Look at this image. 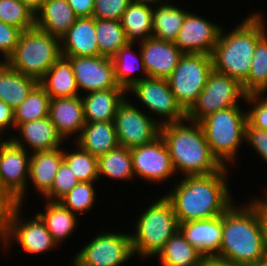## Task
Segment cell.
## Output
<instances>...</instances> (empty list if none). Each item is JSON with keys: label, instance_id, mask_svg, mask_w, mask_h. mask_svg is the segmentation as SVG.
<instances>
[{"label": "cell", "instance_id": "obj_1", "mask_svg": "<svg viewBox=\"0 0 267 266\" xmlns=\"http://www.w3.org/2000/svg\"><path fill=\"white\" fill-rule=\"evenodd\" d=\"M235 203L222 214V242L215 259L249 266L267 258L263 198L255 197L241 206Z\"/></svg>", "mask_w": 267, "mask_h": 266}, {"label": "cell", "instance_id": "obj_2", "mask_svg": "<svg viewBox=\"0 0 267 266\" xmlns=\"http://www.w3.org/2000/svg\"><path fill=\"white\" fill-rule=\"evenodd\" d=\"M228 171L223 167L214 174L180 177L165 194L178 223L220 216L235 202L228 187Z\"/></svg>", "mask_w": 267, "mask_h": 266}, {"label": "cell", "instance_id": "obj_3", "mask_svg": "<svg viewBox=\"0 0 267 266\" xmlns=\"http://www.w3.org/2000/svg\"><path fill=\"white\" fill-rule=\"evenodd\" d=\"M160 136L167 145L176 174L179 171L183 176L209 175L223 168L213 156L199 122L185 118L164 124Z\"/></svg>", "mask_w": 267, "mask_h": 266}, {"label": "cell", "instance_id": "obj_4", "mask_svg": "<svg viewBox=\"0 0 267 266\" xmlns=\"http://www.w3.org/2000/svg\"><path fill=\"white\" fill-rule=\"evenodd\" d=\"M261 13H252L230 32L220 30L211 54L213 70L239 81L246 92L257 41L267 32Z\"/></svg>", "mask_w": 267, "mask_h": 266}, {"label": "cell", "instance_id": "obj_5", "mask_svg": "<svg viewBox=\"0 0 267 266\" xmlns=\"http://www.w3.org/2000/svg\"><path fill=\"white\" fill-rule=\"evenodd\" d=\"M139 216L135 233H130L133 254L142 259L154 258L179 230L172 203L163 195L152 201Z\"/></svg>", "mask_w": 267, "mask_h": 266}, {"label": "cell", "instance_id": "obj_6", "mask_svg": "<svg viewBox=\"0 0 267 266\" xmlns=\"http://www.w3.org/2000/svg\"><path fill=\"white\" fill-rule=\"evenodd\" d=\"M213 156L223 167L236 163L245 141L247 111L241 106H230L212 113L199 122ZM227 162H229L227 164Z\"/></svg>", "mask_w": 267, "mask_h": 266}, {"label": "cell", "instance_id": "obj_7", "mask_svg": "<svg viewBox=\"0 0 267 266\" xmlns=\"http://www.w3.org/2000/svg\"><path fill=\"white\" fill-rule=\"evenodd\" d=\"M61 55L60 39L35 26L22 32L5 62L17 72L39 81Z\"/></svg>", "mask_w": 267, "mask_h": 266}, {"label": "cell", "instance_id": "obj_8", "mask_svg": "<svg viewBox=\"0 0 267 266\" xmlns=\"http://www.w3.org/2000/svg\"><path fill=\"white\" fill-rule=\"evenodd\" d=\"M22 206H15L0 219V242L3 250L16 241L23 251L30 254H43L58 245L47 230L45 223L36 214L29 220L22 217ZM4 245V247H3Z\"/></svg>", "mask_w": 267, "mask_h": 266}, {"label": "cell", "instance_id": "obj_9", "mask_svg": "<svg viewBox=\"0 0 267 266\" xmlns=\"http://www.w3.org/2000/svg\"><path fill=\"white\" fill-rule=\"evenodd\" d=\"M212 70L209 54L188 53L181 56L167 80L177 102L186 112L197 101Z\"/></svg>", "mask_w": 267, "mask_h": 266}, {"label": "cell", "instance_id": "obj_10", "mask_svg": "<svg viewBox=\"0 0 267 266\" xmlns=\"http://www.w3.org/2000/svg\"><path fill=\"white\" fill-rule=\"evenodd\" d=\"M246 97L247 93L239 81L212 70L197 101L186 112V118L200 122L221 109L239 105L238 100L242 98L245 100Z\"/></svg>", "mask_w": 267, "mask_h": 266}, {"label": "cell", "instance_id": "obj_11", "mask_svg": "<svg viewBox=\"0 0 267 266\" xmlns=\"http://www.w3.org/2000/svg\"><path fill=\"white\" fill-rule=\"evenodd\" d=\"M134 256L131 235L101 232L84 245L75 257L72 266H121Z\"/></svg>", "mask_w": 267, "mask_h": 266}, {"label": "cell", "instance_id": "obj_12", "mask_svg": "<svg viewBox=\"0 0 267 266\" xmlns=\"http://www.w3.org/2000/svg\"><path fill=\"white\" fill-rule=\"evenodd\" d=\"M129 92H132L139 103L149 109V115L155 114L157 117L163 118H158V123L161 126L186 118V111L177 102L166 79L144 78L134 83L127 90V93Z\"/></svg>", "mask_w": 267, "mask_h": 266}, {"label": "cell", "instance_id": "obj_13", "mask_svg": "<svg viewBox=\"0 0 267 266\" xmlns=\"http://www.w3.org/2000/svg\"><path fill=\"white\" fill-rule=\"evenodd\" d=\"M127 100L126 97L119 105L114 125L119 146L130 149L150 143L159 137L161 125L156 116L151 117Z\"/></svg>", "mask_w": 267, "mask_h": 266}, {"label": "cell", "instance_id": "obj_14", "mask_svg": "<svg viewBox=\"0 0 267 266\" xmlns=\"http://www.w3.org/2000/svg\"><path fill=\"white\" fill-rule=\"evenodd\" d=\"M0 139V182L5 191L23 206L29 190L30 152L15 145L9 138ZM24 201V202H23Z\"/></svg>", "mask_w": 267, "mask_h": 266}, {"label": "cell", "instance_id": "obj_15", "mask_svg": "<svg viewBox=\"0 0 267 266\" xmlns=\"http://www.w3.org/2000/svg\"><path fill=\"white\" fill-rule=\"evenodd\" d=\"M134 176L147 182L167 181L175 176L171 157L166 143L161 136L150 143L130 148Z\"/></svg>", "mask_w": 267, "mask_h": 266}, {"label": "cell", "instance_id": "obj_16", "mask_svg": "<svg viewBox=\"0 0 267 266\" xmlns=\"http://www.w3.org/2000/svg\"><path fill=\"white\" fill-rule=\"evenodd\" d=\"M72 64L78 90L83 93L121 87L115 78L112 58L105 56H65ZM82 90V91H81Z\"/></svg>", "mask_w": 267, "mask_h": 266}, {"label": "cell", "instance_id": "obj_17", "mask_svg": "<svg viewBox=\"0 0 267 266\" xmlns=\"http://www.w3.org/2000/svg\"><path fill=\"white\" fill-rule=\"evenodd\" d=\"M222 26L194 12L185 18L174 44L183 54L202 53L211 55L218 41Z\"/></svg>", "mask_w": 267, "mask_h": 266}, {"label": "cell", "instance_id": "obj_18", "mask_svg": "<svg viewBox=\"0 0 267 266\" xmlns=\"http://www.w3.org/2000/svg\"><path fill=\"white\" fill-rule=\"evenodd\" d=\"M139 49L148 77L168 79L183 53L174 42L150 37L139 42Z\"/></svg>", "mask_w": 267, "mask_h": 266}, {"label": "cell", "instance_id": "obj_19", "mask_svg": "<svg viewBox=\"0 0 267 266\" xmlns=\"http://www.w3.org/2000/svg\"><path fill=\"white\" fill-rule=\"evenodd\" d=\"M179 231L205 259H215L222 242V215L179 223Z\"/></svg>", "mask_w": 267, "mask_h": 266}, {"label": "cell", "instance_id": "obj_20", "mask_svg": "<svg viewBox=\"0 0 267 266\" xmlns=\"http://www.w3.org/2000/svg\"><path fill=\"white\" fill-rule=\"evenodd\" d=\"M15 129L20 132V137H8L15 145L27 149V145L31 148L30 152L49 151L61 147L65 141L58 134L55 125L51 122L49 116L18 124ZM22 139V141H21ZM64 141V142H63ZM27 143V145H26Z\"/></svg>", "mask_w": 267, "mask_h": 266}, {"label": "cell", "instance_id": "obj_21", "mask_svg": "<svg viewBox=\"0 0 267 266\" xmlns=\"http://www.w3.org/2000/svg\"><path fill=\"white\" fill-rule=\"evenodd\" d=\"M49 118L63 140L76 137L78 133L74 138L76 140L85 125L81 96L50 99Z\"/></svg>", "mask_w": 267, "mask_h": 266}, {"label": "cell", "instance_id": "obj_22", "mask_svg": "<svg viewBox=\"0 0 267 266\" xmlns=\"http://www.w3.org/2000/svg\"><path fill=\"white\" fill-rule=\"evenodd\" d=\"M62 56H99L94 17L77 18L60 38Z\"/></svg>", "mask_w": 267, "mask_h": 266}, {"label": "cell", "instance_id": "obj_23", "mask_svg": "<svg viewBox=\"0 0 267 266\" xmlns=\"http://www.w3.org/2000/svg\"><path fill=\"white\" fill-rule=\"evenodd\" d=\"M126 94L127 90L124 88H112L81 95L85 123L114 121L116 111Z\"/></svg>", "mask_w": 267, "mask_h": 266}, {"label": "cell", "instance_id": "obj_24", "mask_svg": "<svg viewBox=\"0 0 267 266\" xmlns=\"http://www.w3.org/2000/svg\"><path fill=\"white\" fill-rule=\"evenodd\" d=\"M62 147L30 153L29 180L43 197L51 190L55 175L64 160Z\"/></svg>", "mask_w": 267, "mask_h": 266}, {"label": "cell", "instance_id": "obj_25", "mask_svg": "<svg viewBox=\"0 0 267 266\" xmlns=\"http://www.w3.org/2000/svg\"><path fill=\"white\" fill-rule=\"evenodd\" d=\"M39 84L51 99L81 96L71 61L62 55L39 80Z\"/></svg>", "mask_w": 267, "mask_h": 266}, {"label": "cell", "instance_id": "obj_26", "mask_svg": "<svg viewBox=\"0 0 267 266\" xmlns=\"http://www.w3.org/2000/svg\"><path fill=\"white\" fill-rule=\"evenodd\" d=\"M77 18L67 0H45L35 15V26L60 39Z\"/></svg>", "mask_w": 267, "mask_h": 266}, {"label": "cell", "instance_id": "obj_27", "mask_svg": "<svg viewBox=\"0 0 267 266\" xmlns=\"http://www.w3.org/2000/svg\"><path fill=\"white\" fill-rule=\"evenodd\" d=\"M75 143L97 158L116 149L119 142L114 121L85 123Z\"/></svg>", "mask_w": 267, "mask_h": 266}, {"label": "cell", "instance_id": "obj_28", "mask_svg": "<svg viewBox=\"0 0 267 266\" xmlns=\"http://www.w3.org/2000/svg\"><path fill=\"white\" fill-rule=\"evenodd\" d=\"M39 81L23 75L0 60V100L13 110L29 95Z\"/></svg>", "mask_w": 267, "mask_h": 266}, {"label": "cell", "instance_id": "obj_29", "mask_svg": "<svg viewBox=\"0 0 267 266\" xmlns=\"http://www.w3.org/2000/svg\"><path fill=\"white\" fill-rule=\"evenodd\" d=\"M188 13L189 11L176 7L170 1L155 6L153 4L152 37L174 42Z\"/></svg>", "mask_w": 267, "mask_h": 266}, {"label": "cell", "instance_id": "obj_30", "mask_svg": "<svg viewBox=\"0 0 267 266\" xmlns=\"http://www.w3.org/2000/svg\"><path fill=\"white\" fill-rule=\"evenodd\" d=\"M152 6L149 3L131 2L123 13L120 21L129 43L137 44L152 37Z\"/></svg>", "mask_w": 267, "mask_h": 266}, {"label": "cell", "instance_id": "obj_31", "mask_svg": "<svg viewBox=\"0 0 267 266\" xmlns=\"http://www.w3.org/2000/svg\"><path fill=\"white\" fill-rule=\"evenodd\" d=\"M45 201L44 213L37 211V215L45 223L53 240L57 245H60L78 227V216L65 208L60 202Z\"/></svg>", "mask_w": 267, "mask_h": 266}, {"label": "cell", "instance_id": "obj_32", "mask_svg": "<svg viewBox=\"0 0 267 266\" xmlns=\"http://www.w3.org/2000/svg\"><path fill=\"white\" fill-rule=\"evenodd\" d=\"M160 266H202L205 258L178 230L157 255Z\"/></svg>", "mask_w": 267, "mask_h": 266}, {"label": "cell", "instance_id": "obj_33", "mask_svg": "<svg viewBox=\"0 0 267 266\" xmlns=\"http://www.w3.org/2000/svg\"><path fill=\"white\" fill-rule=\"evenodd\" d=\"M134 43H128L121 48L113 57L115 67V78L117 83L128 90L134 83L147 78L140 50L139 55L133 51ZM140 71L143 76H135V72Z\"/></svg>", "mask_w": 267, "mask_h": 266}, {"label": "cell", "instance_id": "obj_34", "mask_svg": "<svg viewBox=\"0 0 267 266\" xmlns=\"http://www.w3.org/2000/svg\"><path fill=\"white\" fill-rule=\"evenodd\" d=\"M98 177L130 181L134 177L132 157L129 148L117 147L97 158Z\"/></svg>", "mask_w": 267, "mask_h": 266}, {"label": "cell", "instance_id": "obj_35", "mask_svg": "<svg viewBox=\"0 0 267 266\" xmlns=\"http://www.w3.org/2000/svg\"><path fill=\"white\" fill-rule=\"evenodd\" d=\"M95 28L100 56L112 58L129 43L120 20L95 19Z\"/></svg>", "mask_w": 267, "mask_h": 266}, {"label": "cell", "instance_id": "obj_36", "mask_svg": "<svg viewBox=\"0 0 267 266\" xmlns=\"http://www.w3.org/2000/svg\"><path fill=\"white\" fill-rule=\"evenodd\" d=\"M50 96L38 83L28 97L14 109V124L31 122L49 116Z\"/></svg>", "mask_w": 267, "mask_h": 266}, {"label": "cell", "instance_id": "obj_37", "mask_svg": "<svg viewBox=\"0 0 267 266\" xmlns=\"http://www.w3.org/2000/svg\"><path fill=\"white\" fill-rule=\"evenodd\" d=\"M267 91V32L257 41L251 68L246 78V93Z\"/></svg>", "mask_w": 267, "mask_h": 266}, {"label": "cell", "instance_id": "obj_38", "mask_svg": "<svg viewBox=\"0 0 267 266\" xmlns=\"http://www.w3.org/2000/svg\"><path fill=\"white\" fill-rule=\"evenodd\" d=\"M77 145V146H76ZM75 150L64 152V161L68 164L79 182L98 181L97 157L82 149L74 142Z\"/></svg>", "mask_w": 267, "mask_h": 266}, {"label": "cell", "instance_id": "obj_39", "mask_svg": "<svg viewBox=\"0 0 267 266\" xmlns=\"http://www.w3.org/2000/svg\"><path fill=\"white\" fill-rule=\"evenodd\" d=\"M0 21L24 31L35 27V14L20 0H0Z\"/></svg>", "mask_w": 267, "mask_h": 266}, {"label": "cell", "instance_id": "obj_40", "mask_svg": "<svg viewBox=\"0 0 267 266\" xmlns=\"http://www.w3.org/2000/svg\"><path fill=\"white\" fill-rule=\"evenodd\" d=\"M96 182H79L59 202L72 213L80 214L89 212L96 202ZM96 192V193H95Z\"/></svg>", "mask_w": 267, "mask_h": 266}, {"label": "cell", "instance_id": "obj_41", "mask_svg": "<svg viewBox=\"0 0 267 266\" xmlns=\"http://www.w3.org/2000/svg\"><path fill=\"white\" fill-rule=\"evenodd\" d=\"M79 180L68 164L63 160L53 180L51 190L42 198L47 201L59 202L77 184Z\"/></svg>", "mask_w": 267, "mask_h": 266}, {"label": "cell", "instance_id": "obj_42", "mask_svg": "<svg viewBox=\"0 0 267 266\" xmlns=\"http://www.w3.org/2000/svg\"><path fill=\"white\" fill-rule=\"evenodd\" d=\"M264 92L247 94L245 101L252 105L247 110V121L258 129L267 130V95Z\"/></svg>", "mask_w": 267, "mask_h": 266}, {"label": "cell", "instance_id": "obj_43", "mask_svg": "<svg viewBox=\"0 0 267 266\" xmlns=\"http://www.w3.org/2000/svg\"><path fill=\"white\" fill-rule=\"evenodd\" d=\"M131 2V0H95L92 17L121 20Z\"/></svg>", "mask_w": 267, "mask_h": 266}, {"label": "cell", "instance_id": "obj_44", "mask_svg": "<svg viewBox=\"0 0 267 266\" xmlns=\"http://www.w3.org/2000/svg\"><path fill=\"white\" fill-rule=\"evenodd\" d=\"M22 32L23 30L0 21V53L3 55L2 58L4 59H2V61H6L13 53Z\"/></svg>", "mask_w": 267, "mask_h": 266}, {"label": "cell", "instance_id": "obj_45", "mask_svg": "<svg viewBox=\"0 0 267 266\" xmlns=\"http://www.w3.org/2000/svg\"><path fill=\"white\" fill-rule=\"evenodd\" d=\"M245 142L267 163V130L253 127L248 121L245 128Z\"/></svg>", "mask_w": 267, "mask_h": 266}, {"label": "cell", "instance_id": "obj_46", "mask_svg": "<svg viewBox=\"0 0 267 266\" xmlns=\"http://www.w3.org/2000/svg\"><path fill=\"white\" fill-rule=\"evenodd\" d=\"M10 127L15 129L14 124V110L0 100V139H3L5 132L10 129ZM2 137V138H1Z\"/></svg>", "mask_w": 267, "mask_h": 266}, {"label": "cell", "instance_id": "obj_47", "mask_svg": "<svg viewBox=\"0 0 267 266\" xmlns=\"http://www.w3.org/2000/svg\"><path fill=\"white\" fill-rule=\"evenodd\" d=\"M78 18L92 17L95 0H67Z\"/></svg>", "mask_w": 267, "mask_h": 266}, {"label": "cell", "instance_id": "obj_48", "mask_svg": "<svg viewBox=\"0 0 267 266\" xmlns=\"http://www.w3.org/2000/svg\"><path fill=\"white\" fill-rule=\"evenodd\" d=\"M17 205V202L5 191L0 182V219Z\"/></svg>", "mask_w": 267, "mask_h": 266}, {"label": "cell", "instance_id": "obj_49", "mask_svg": "<svg viewBox=\"0 0 267 266\" xmlns=\"http://www.w3.org/2000/svg\"><path fill=\"white\" fill-rule=\"evenodd\" d=\"M26 5L35 15L41 10L45 0H20Z\"/></svg>", "mask_w": 267, "mask_h": 266}, {"label": "cell", "instance_id": "obj_50", "mask_svg": "<svg viewBox=\"0 0 267 266\" xmlns=\"http://www.w3.org/2000/svg\"><path fill=\"white\" fill-rule=\"evenodd\" d=\"M202 266H238L217 259H205Z\"/></svg>", "mask_w": 267, "mask_h": 266}, {"label": "cell", "instance_id": "obj_51", "mask_svg": "<svg viewBox=\"0 0 267 266\" xmlns=\"http://www.w3.org/2000/svg\"><path fill=\"white\" fill-rule=\"evenodd\" d=\"M263 212L265 217V223H266V239H267V195L265 194V197H263Z\"/></svg>", "mask_w": 267, "mask_h": 266}, {"label": "cell", "instance_id": "obj_52", "mask_svg": "<svg viewBox=\"0 0 267 266\" xmlns=\"http://www.w3.org/2000/svg\"><path fill=\"white\" fill-rule=\"evenodd\" d=\"M132 2H141V3H149V4H160L167 2V0H131Z\"/></svg>", "mask_w": 267, "mask_h": 266}, {"label": "cell", "instance_id": "obj_53", "mask_svg": "<svg viewBox=\"0 0 267 266\" xmlns=\"http://www.w3.org/2000/svg\"><path fill=\"white\" fill-rule=\"evenodd\" d=\"M249 266H267V258Z\"/></svg>", "mask_w": 267, "mask_h": 266}]
</instances>
